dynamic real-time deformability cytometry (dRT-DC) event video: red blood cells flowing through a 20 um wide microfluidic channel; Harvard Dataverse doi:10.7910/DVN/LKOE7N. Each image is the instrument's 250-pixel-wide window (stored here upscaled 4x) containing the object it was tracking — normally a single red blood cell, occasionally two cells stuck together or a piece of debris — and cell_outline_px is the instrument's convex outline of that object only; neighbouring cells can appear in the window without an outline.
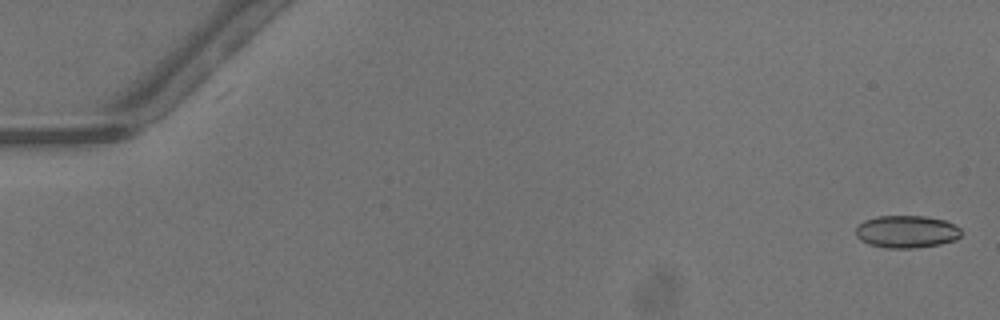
{"species": "common noctule bat (a hibernating species)", "species_latin": "Nyctalus noctula", "temperature_condition": "warm", "stored_images_in_passage": 43, "camera_frame_rate_fps": 3000, "um_per_image_px": 0.085, "animal": {"sex": "male", "body_mass_g": 13.3}, "frame": {"image": 1, "passage_image": 2, "time_ms": 0.333, "image_size_px": [1000, 320], "cell_outline_px": [[960, 236], [956, 240], [940, 244], [916, 248], [884, 248], [868, 244], [860, 240], [856, 236], [856, 228], [864, 220], [876, 216], [924, 216], [944, 220], [960, 228]], "centroid_in_image_um": [77.03, 19.7], "position_along_channel_um": 8.0, "area_um2": 20.0}}
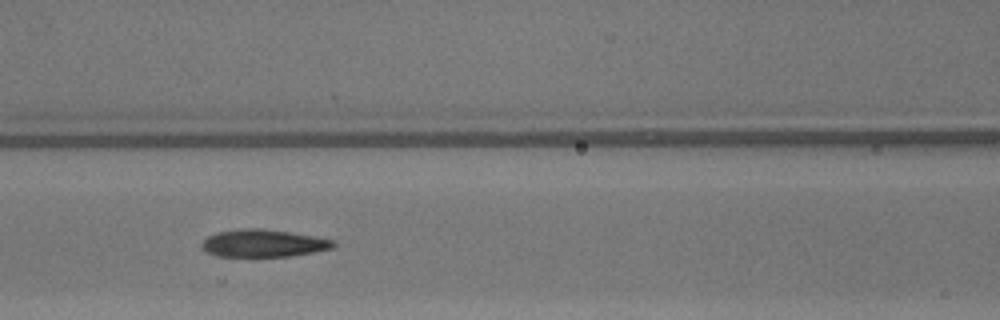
{"frame": {"image": 2, "passage_image": 23, "time_ms": 7.333, "image_size_px": [1000, 320], "cell_outline_px": [[336, 248], [292, 256], [252, 260], [216, 256], [200, 248], [200, 244], [208, 236], [216, 232], [240, 228], [264, 228], [316, 236], [336, 240]], "centroid_in_image_um": [22.38, 20.72], "position_along_channel_um": 144.2, "area_um2": 22.54}}
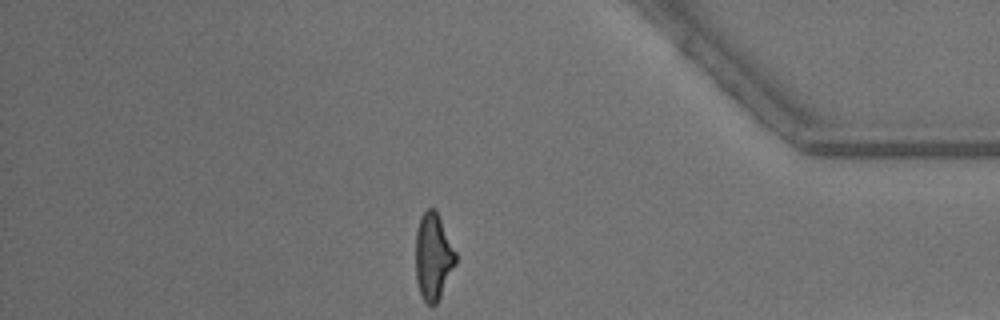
{"frame": {"image": 3, "passage_image": 43, "time_ms": 14.0, "image_size_px": [1000, 320], "cell_outline_px": [[456, 264], [436, 304], [428, 304], [424, 300], [416, 284], [416, 228], [420, 216], [428, 208], [436, 208], [456, 252]], "centroid_in_image_um": [36.82, 21.77], "position_along_channel_um": 398.4, "area_um2": 20.29}, "authors_computed_cell_mechanics": {"area_um2": 21.5594, "velocity_mm_per_s": 4.2898, "shape_relaxation_time_tau1_ms": 5.8749, "shape_relaxation_time_tau2_ms": 1.9222, "deformation_change_tau1": 0.2037, "deformation_change_tau2": 0.1116}}